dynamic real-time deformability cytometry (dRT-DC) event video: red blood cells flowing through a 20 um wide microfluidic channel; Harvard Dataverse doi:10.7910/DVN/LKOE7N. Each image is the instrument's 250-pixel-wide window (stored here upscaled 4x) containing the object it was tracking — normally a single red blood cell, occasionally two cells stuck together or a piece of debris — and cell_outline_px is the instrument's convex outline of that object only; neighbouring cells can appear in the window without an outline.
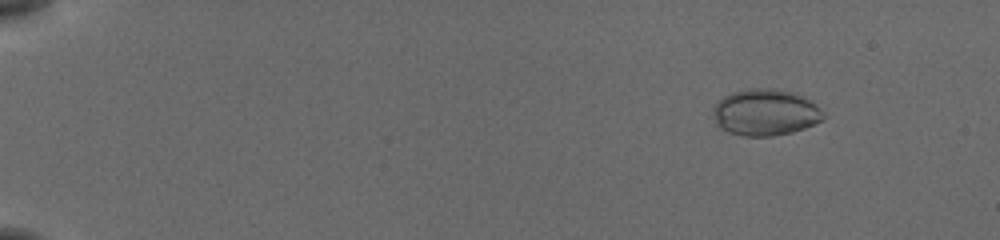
{"species": "common noctule bat (a hibernating species)", "species_latin": "Nyctalus noctula", "temperature_condition": "cold", "stored_images_in_passage": 57, "segment_of_instrument_passage": [1, 2], "camera_frame_rate_fps": 3000, "um_per_image_px": 0.085, "animal": {"sex": "female", "body_mass_g": 19.5, "forearm_length_mm": 54.1}, "frame": {"image": 1, "passage_image": 7, "time_ms": 2.0, "image_size_px": [1000, 240], "cell_outline_px": [[816, 120], [812, 124], [800, 128], [784, 132], [736, 132], [720, 120], [720, 104], [724, 100], [732, 96], [756, 92], [768, 92], [792, 96], [804, 100], [812, 104]], "centroid_in_image_um": [65.12, 9.58], "position_along_channel_um": 19.9, "area_um2": 23.0}}
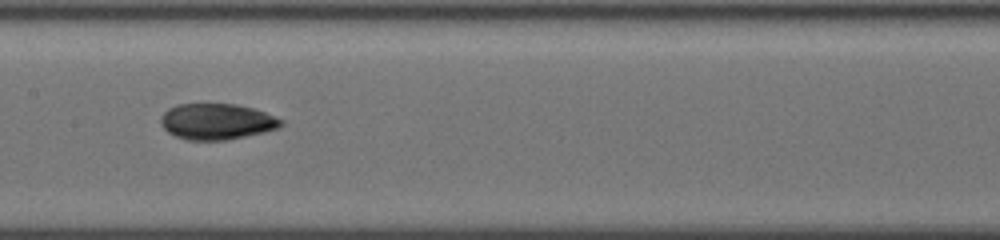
{"frame": {"image": 2, "passage_image": 31, "time_ms": 10.0, "image_size_px": [1000, 240], "cell_outline_px": [[280, 124], [272, 128], [256, 132], [236, 136], [212, 140], [200, 140], [180, 136], [172, 132], [164, 124], [164, 116], [172, 108], [184, 104], [228, 104], [248, 108], [260, 112], [280, 120]], "centroid_in_image_um": [18.39, 10.3], "position_along_channel_um": 189.0, "area_um2": 22.48}}
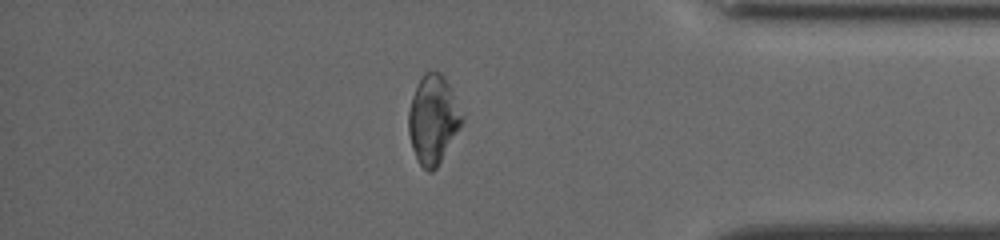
{"frame": {"image": 3, "passage_image": 49, "time_ms": 16.0, "image_size_px": [1000, 240], "cell_outline_px": [[460, 124], [436, 164], [432, 168], [424, 168], [420, 164], [412, 144], [408, 128], [408, 116], [412, 100], [420, 80], [428, 72], [436, 72], [440, 76], [460, 120]], "centroid_in_image_um": [36.69, 10.19], "position_along_channel_um": 398.5, "area_um2": 23.93}}